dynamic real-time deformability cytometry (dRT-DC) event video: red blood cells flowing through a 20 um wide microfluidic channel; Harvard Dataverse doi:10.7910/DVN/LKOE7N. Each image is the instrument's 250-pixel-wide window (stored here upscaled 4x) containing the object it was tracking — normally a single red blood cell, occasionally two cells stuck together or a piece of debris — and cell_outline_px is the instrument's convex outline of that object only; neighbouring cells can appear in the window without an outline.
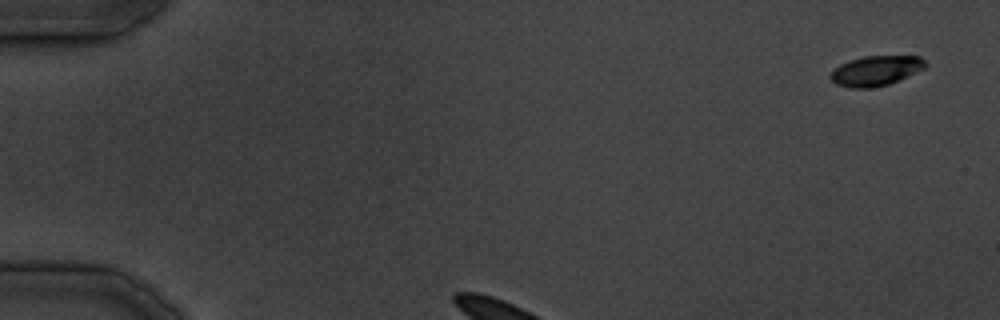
{"species": "common noctule bat (a hibernating species)", "species_latin": "Nyctalus noctula", "temperature_condition": "cold", "stored_images_in_passage": 27, "camera_frame_rate_fps": 3000, "um_per_image_px": 0.085, "animal": {"sex": "male", "body_mass_g": 19.5, "forearm_length_mm": 54.6}, "frame": {"image": 1, "passage_image": 1, "time_ms": 0.0, "image_size_px": [1000, 320], "cell_outline_px": [[928, 64], [924, 68], [916, 72], [888, 84], [868, 88], [852, 88], [836, 84], [828, 76], [832, 68], [840, 64], [864, 56], [920, 56]], "centroid_in_image_um": [74.41, 6.01], "position_along_channel_um": 10.6, "area_um2": 16.47}}
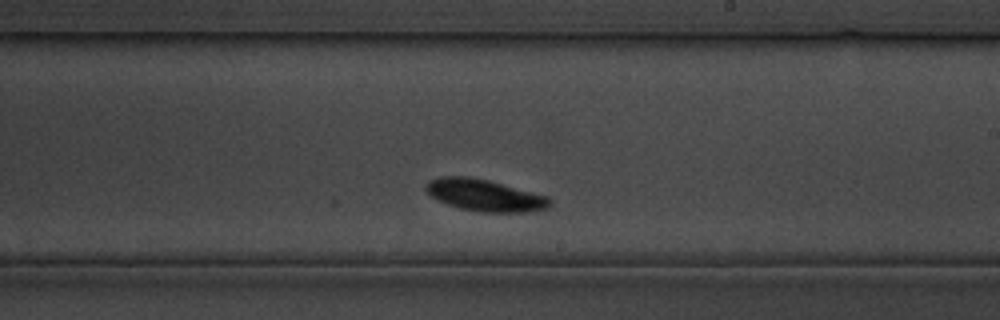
{"frame": {"image": 2, "passage_image": 16, "time_ms": 18.0, "image_size_px": [1000, 320], "cell_outline_px": [[552, 204], [548, 208], [528, 212], [484, 212], [460, 208], [448, 204], [432, 196], [424, 188], [424, 184], [428, 180], [440, 176], [468, 176], [488, 180], [548, 196], [552, 200]], "centroid_in_image_um": [41.22, 16.59], "position_along_channel_um": 247.8, "area_um2": 22.95}}
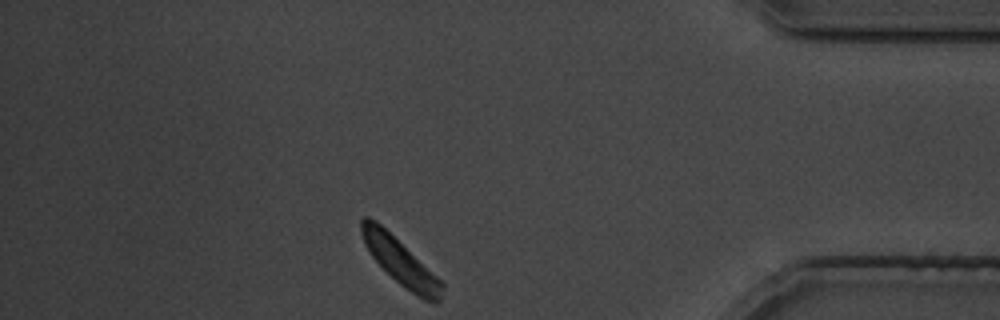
{"frame": {"image": 3, "passage_image": 27, "time_ms": 31.333, "image_size_px": [1000, 320], "cell_outline_px": [[444, 288], [440, 300], [424, 300], [416, 296], [400, 284], [372, 256], [364, 244], [360, 232], [360, 220], [364, 216], [368, 216], [376, 220], [436, 276], [444, 284]], "centroid_in_image_um": [33.99, 22.21], "position_along_channel_um": 401.2, "area_um2": 21.04}}